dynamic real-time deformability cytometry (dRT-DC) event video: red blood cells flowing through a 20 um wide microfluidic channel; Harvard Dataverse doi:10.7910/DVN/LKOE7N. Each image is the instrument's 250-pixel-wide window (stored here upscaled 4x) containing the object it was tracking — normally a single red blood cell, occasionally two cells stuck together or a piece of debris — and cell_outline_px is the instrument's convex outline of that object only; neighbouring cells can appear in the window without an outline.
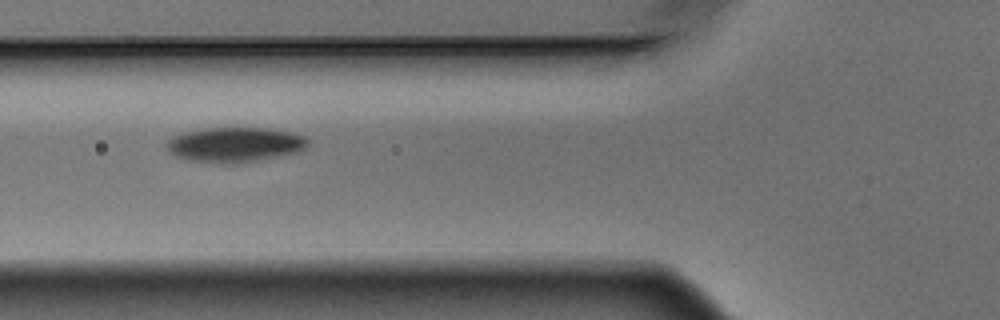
{"species": "Egyptian fruit bat (a non-hibernating species)", "species_latin": "Rousettus aegyptiacus", "temperature_condition": "warm", "stored_images_in_passage": 4, "camera_frame_rate_fps": 3000, "um_per_image_px": 0.085, "animal": {"sex": "male"}, "frame": {"image": 1, "passage_image": 2, "time_ms": 0.333, "image_size_px": [1000, 320], "cell_outline_px": [[308, 148], [300, 152], [260, 160], [236, 164], [228, 164], [188, 160], [176, 156], [164, 144], [172, 136], [180, 132], [204, 128], [268, 128], [288, 132], [304, 136], [308, 140]], "centroid_in_image_um": [19.97, 12.3], "position_along_channel_um": 105.8, "area_um2": 29.02}}
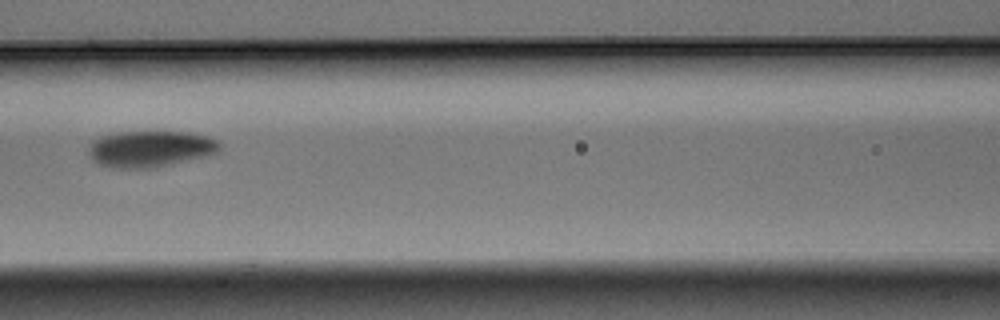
{"frame": {"image": 2, "passage_image": 3, "time_ms": 0.667, "image_size_px": [1000, 320], "cell_outline_px": [[220, 148], [216, 152], [208, 156], [152, 168], [112, 168], [100, 164], [92, 160], [88, 152], [92, 140], [100, 136], [112, 132], [192, 132], [216, 140], [220, 144]], "centroid_in_image_um": [12.74, 12.65], "position_along_channel_um": 153.9, "area_um2": 27.8}}
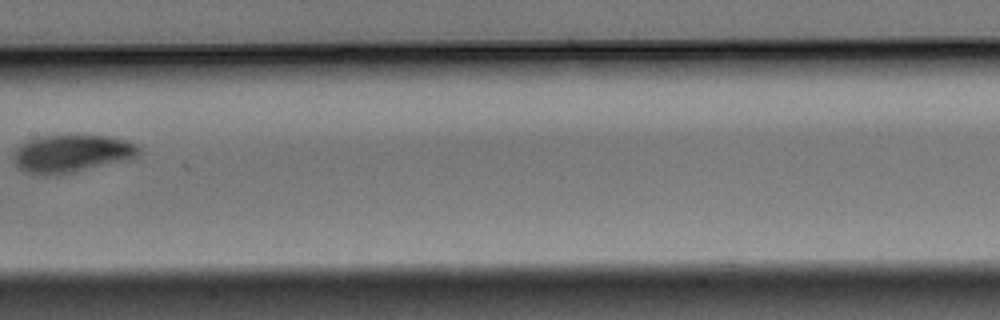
{"frame": {"image": 3, "passage_image": 4, "time_ms": 1.0, "image_size_px": [1000, 320], "cell_outline_px": [[140, 152], [132, 156], [72, 172], [48, 176], [44, 176], [24, 172], [16, 164], [16, 148], [20, 144], [28, 140], [44, 136], [112, 136], [136, 144], [140, 148]], "centroid_in_image_um": [6.01, 13.04], "position_along_channel_um": 201.4, "area_um2": 26.41}}